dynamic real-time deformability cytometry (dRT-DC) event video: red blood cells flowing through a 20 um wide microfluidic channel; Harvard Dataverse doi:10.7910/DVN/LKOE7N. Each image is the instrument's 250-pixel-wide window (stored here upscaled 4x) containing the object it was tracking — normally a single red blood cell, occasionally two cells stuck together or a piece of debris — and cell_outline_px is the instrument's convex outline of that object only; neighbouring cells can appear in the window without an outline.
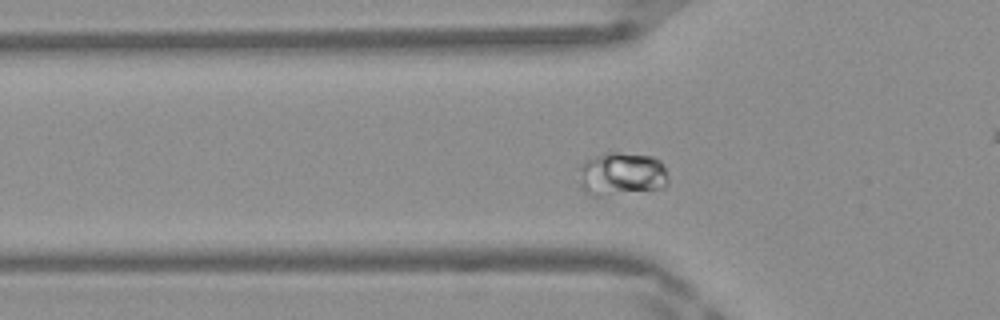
{"species": "Egyptian fruit bat (a non-hibernating species)", "species_latin": "Rousettus aegyptiacus", "temperature_condition": "warm", "stored_images_in_passage": 42, "camera_frame_rate_fps": 3000, "um_per_image_px": 0.085, "frame": {"image": 1, "passage_image": 8, "time_ms": 2.333, "image_size_px": [1000, 320], "cell_outline_px": [[668, 184], [664, 188], [600, 196], [592, 196], [584, 192], [580, 184], [580, 164], [584, 160], [608, 152], [616, 152], [652, 156], [660, 160], [664, 164], [668, 176]], "centroid_in_image_um": [52.85, 14.79], "position_along_channel_um": 72.9, "area_um2": 22.83}}
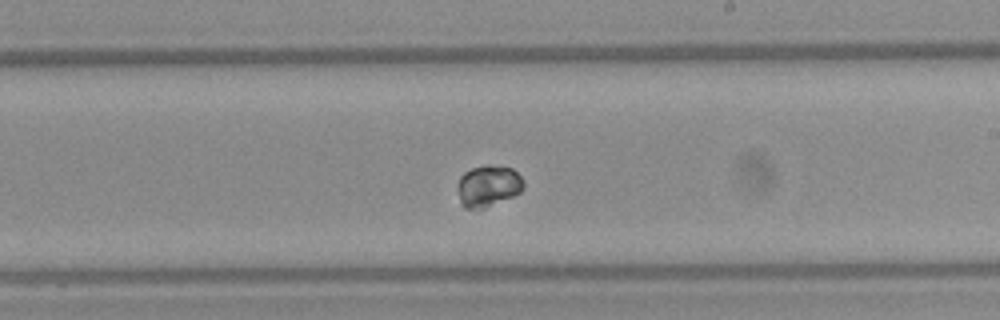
{"frame": {"image": 2, "passage_image": 21, "time_ms": 6.667, "image_size_px": [1000, 320], "cell_outline_px": [[524, 188], [520, 192], [512, 196], [484, 208], [464, 208], [460, 204], [460, 176], [464, 172], [472, 168], [512, 168], [520, 176], [524, 184]], "centroid_in_image_um": [41.51, 15.85], "position_along_channel_um": 247.5, "area_um2": 15.03}}
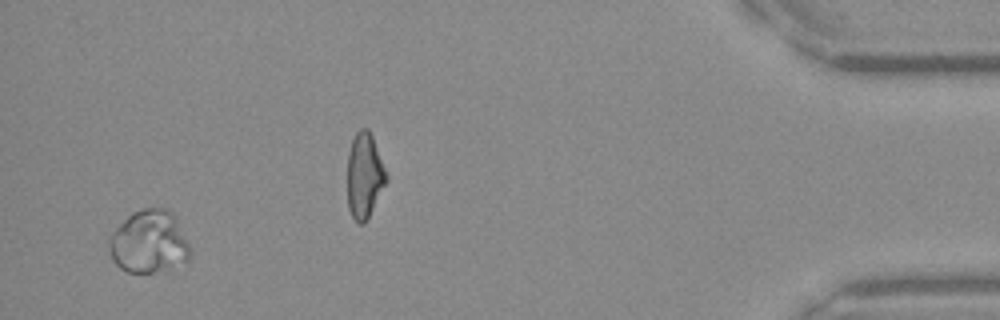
{"frame": {"image": 3, "passage_image": 40, "time_ms": 13.0, "image_size_px": [1000, 320], "cell_outline_px": [[192, 248], [188, 260], [168, 268], [152, 272], [128, 272], [120, 268], [112, 260], [108, 244], [108, 236], [132, 212], [140, 208], [168, 208], [176, 216]], "centroid_in_image_um": [12.67, 20.52], "position_along_channel_um": 422.5, "area_um2": 29.88}, "authors_computed_cell_mechanics": {"area_um2": 21.8195, "velocity_mm_per_s": 4.0187, "shape_relaxation_time_tau1_ms": 4.0318, "shape_relaxation_time_tau2_ms": null, "deformation_change_tau1": 0.1023, "deformation_change_tau2": null}}